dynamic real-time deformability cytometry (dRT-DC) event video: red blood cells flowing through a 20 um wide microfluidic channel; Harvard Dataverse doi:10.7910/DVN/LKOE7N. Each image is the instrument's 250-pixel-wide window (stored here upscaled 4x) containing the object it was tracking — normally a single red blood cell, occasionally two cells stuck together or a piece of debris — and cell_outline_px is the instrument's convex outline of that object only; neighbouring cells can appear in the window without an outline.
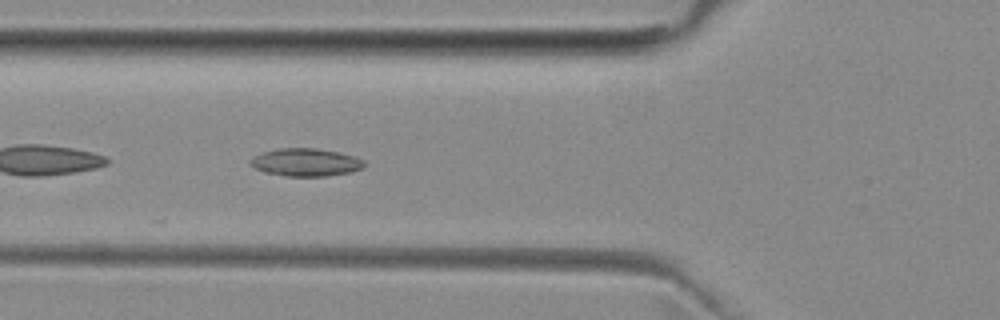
{"species": "common noctule bat (a hibernating species)", "species_latin": "Nyctalus noctula", "temperature_condition": "room temperature", "stored_images_in_passage": 5, "camera_frame_rate_fps": 3000, "um_per_image_px": 0.085, "animal": {"sex": "female", "body_mass_g": 29.2, "forearm_length_mm": 56.3}, "frame": {"image": 1, "passage_image": 5, "time_ms": 4.667, "image_size_px": [1000, 320], "cell_outline_px": [[364, 168], [352, 172], [328, 176], [284, 176], [264, 172], [248, 164], [248, 160], [252, 156], [260, 152], [280, 148], [316, 148], [340, 152], [356, 156], [364, 160]], "centroid_in_image_um": [25.97, 13.79], "position_along_channel_um": 99.8, "area_um2": 18.84}}